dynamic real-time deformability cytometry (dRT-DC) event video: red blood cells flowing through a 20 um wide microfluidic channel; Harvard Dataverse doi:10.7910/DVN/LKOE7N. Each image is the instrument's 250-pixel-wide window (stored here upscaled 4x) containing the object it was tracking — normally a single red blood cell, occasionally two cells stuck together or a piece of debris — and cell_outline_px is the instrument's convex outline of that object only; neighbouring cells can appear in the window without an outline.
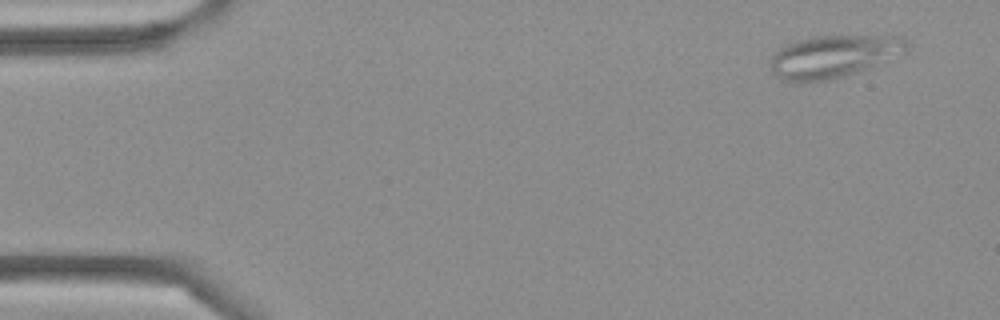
{"species": "Egyptian fruit bat (a non-hibernating species)", "species_latin": "Rousettus aegyptiacus", "temperature_condition": "cold", "stored_images_in_passage": 4, "camera_frame_rate_fps": 3000, "um_per_image_px": 0.085, "frame": {"image": 1, "passage_image": 1, "time_ms": 0.0, "image_size_px": [1000, 320], "cell_outline_px": [[908, 52], [872, 68], [860, 72], [828, 80], [784, 80], [776, 76], [772, 72], [768, 64], [772, 56], [784, 44], [796, 40], [812, 36], [904, 36], [908, 40]], "centroid_in_image_um": [70.92, 4.77], "position_along_channel_um": 14.1, "area_um2": 34.16}}